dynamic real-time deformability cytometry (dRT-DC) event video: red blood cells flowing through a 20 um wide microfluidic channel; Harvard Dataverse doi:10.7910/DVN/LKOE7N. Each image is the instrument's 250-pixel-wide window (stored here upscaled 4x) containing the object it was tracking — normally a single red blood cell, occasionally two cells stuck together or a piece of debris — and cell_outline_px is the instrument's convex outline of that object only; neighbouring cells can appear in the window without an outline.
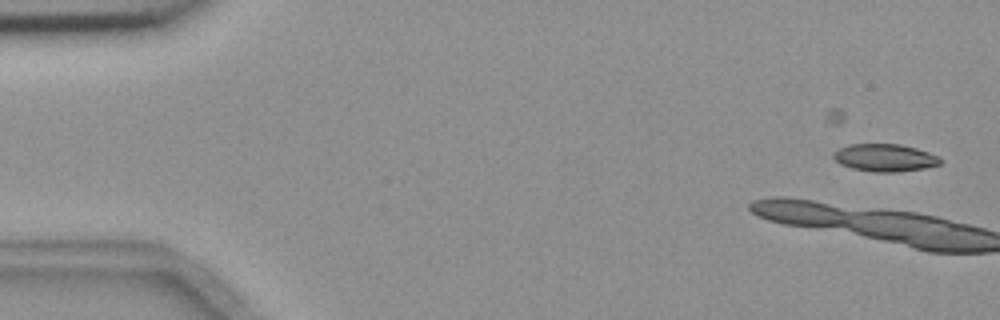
{"species": "common noctule bat (a hibernating species)", "species_latin": "Nyctalus noctula", "temperature_condition": "room temperature", "stored_images_in_passage": 5, "camera_frame_rate_fps": 3000, "um_per_image_px": 0.085, "animal": {"sex": "female", "body_mass_g": 18.4}, "frame": {"image": 1, "passage_image": 2, "time_ms": 1.333, "image_size_px": [1000, 320], "cell_outline_px": [[940, 164], [924, 168], [896, 172], [872, 172], [852, 168], [840, 164], [832, 156], [840, 148], [848, 144], [900, 144], [916, 148], [940, 156]], "centroid_in_image_um": [75.22, 13.4], "position_along_channel_um": 9.8, "area_um2": 17.05}}